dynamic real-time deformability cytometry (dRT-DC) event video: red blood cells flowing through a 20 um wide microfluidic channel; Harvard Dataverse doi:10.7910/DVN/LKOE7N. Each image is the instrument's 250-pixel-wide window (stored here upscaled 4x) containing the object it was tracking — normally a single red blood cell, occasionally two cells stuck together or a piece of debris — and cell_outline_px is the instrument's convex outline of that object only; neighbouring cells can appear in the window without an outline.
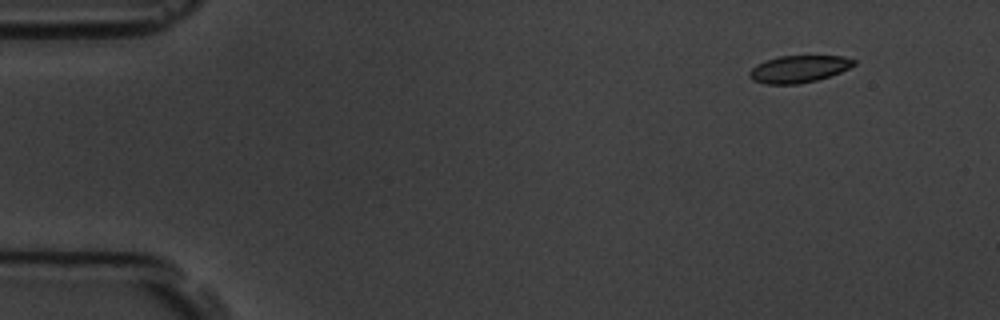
{"species": "common noctule bat (a hibernating species)", "species_latin": "Nyctalus noctula", "temperature_condition": "room temperature", "stored_images_in_passage": 5, "camera_frame_rate_fps": 3000, "um_per_image_px": 0.085, "animal": {"sex": "male", "body_mass_g": 19.5, "forearm_length_mm": 54.6}, "frame": {"image": 1, "passage_image": 2, "time_ms": 1.0, "image_size_px": [1000, 320], "cell_outline_px": [[856, 64], [840, 72], [816, 80], [800, 84], [764, 84], [752, 80], [748, 76], [748, 72], [756, 64], [764, 60], [780, 56], [844, 56], [856, 60]], "centroid_in_image_um": [67.85, 5.86], "position_along_channel_um": 17.1, "area_um2": 16.59}}
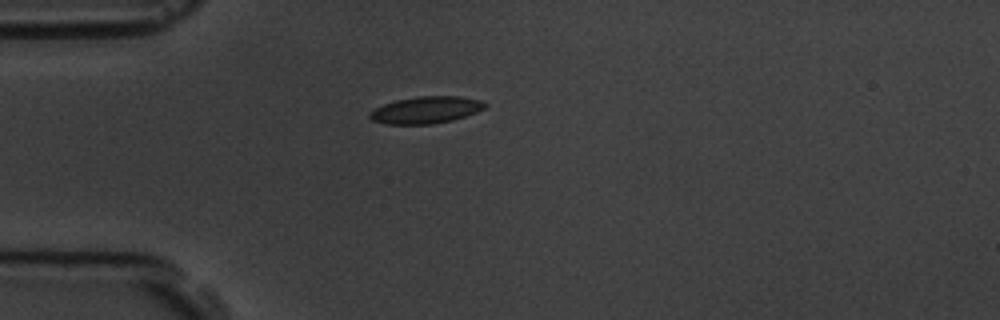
{"frame": {"image": 2, "passage_image": 5, "time_ms": 4.333, "image_size_px": [1000, 320], "cell_outline_px": [[488, 104], [484, 108], [476, 112], [452, 120], [428, 124], [388, 124], [372, 120], [368, 116], [368, 112], [384, 104], [396, 100], [416, 96], [460, 96], [480, 100]], "centroid_in_image_um": [36.19, 9.33], "position_along_channel_um": 48.8, "area_um2": 17.98}}